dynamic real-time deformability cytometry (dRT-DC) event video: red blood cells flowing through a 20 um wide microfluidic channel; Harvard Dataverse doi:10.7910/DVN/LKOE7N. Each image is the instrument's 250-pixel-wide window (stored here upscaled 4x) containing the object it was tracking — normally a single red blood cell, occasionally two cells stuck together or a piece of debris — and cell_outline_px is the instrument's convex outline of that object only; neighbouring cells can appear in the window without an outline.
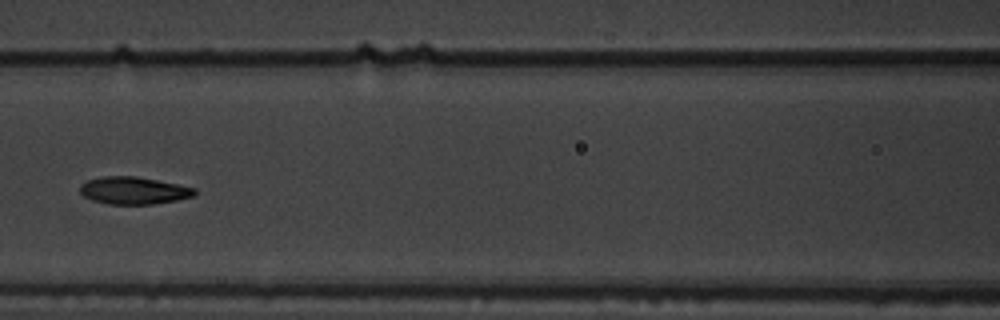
{"species": "common noctule bat (a hibernating species)", "species_latin": "Nyctalus noctula", "temperature_condition": "warm", "stored_images_in_passage": 3, "camera_frame_rate_fps": 3000, "um_per_image_px": 0.085, "animal": {"sex": "male", "body_mass_g": 19.5, "forearm_length_mm": 54.6}, "frame": {"image": 1, "passage_image": 3, "time_ms": 0.667, "image_size_px": [1000, 320], "cell_outline_px": [[196, 196], [176, 200], [152, 204], [108, 204], [92, 200], [84, 196], [80, 192], [80, 184], [88, 180], [100, 176], [136, 176], [196, 188]], "centroid_in_image_um": [11.35, 16.19], "position_along_channel_um": 155.3, "area_um2": 18.26}}